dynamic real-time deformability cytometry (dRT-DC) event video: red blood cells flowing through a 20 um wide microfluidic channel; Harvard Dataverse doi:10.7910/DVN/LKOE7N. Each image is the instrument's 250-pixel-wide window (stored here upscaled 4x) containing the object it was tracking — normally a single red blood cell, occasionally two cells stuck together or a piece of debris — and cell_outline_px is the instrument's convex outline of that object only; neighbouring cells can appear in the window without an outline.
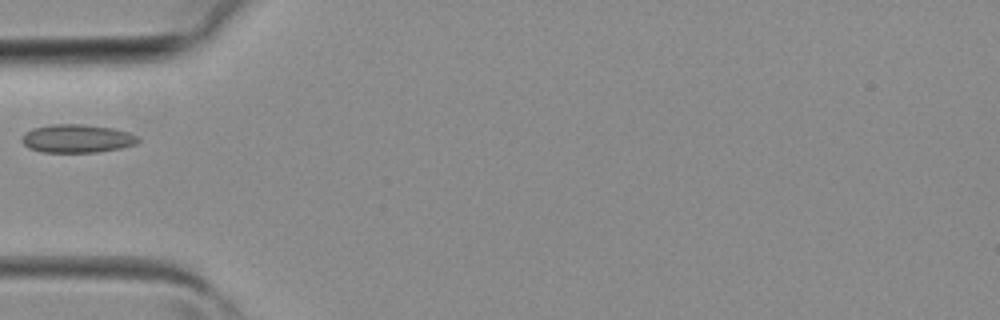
{"species": "common noctule bat (a hibernating species)", "species_latin": "Nyctalus noctula", "temperature_condition": "room temperature", "stored_images_in_passage": 2, "camera_frame_rate_fps": 3000, "um_per_image_px": 0.085, "animal": {"sex": "female", "body_mass_g": 19.3, "forearm_length_mm": 54.1}, "frame": {"image": 1, "passage_image": 2, "time_ms": 0.333, "image_size_px": [1000, 320], "cell_outline_px": [[140, 140], [136, 144], [120, 148], [96, 152], [40, 152], [28, 148], [20, 140], [20, 136], [24, 132], [32, 128], [52, 124], [84, 124], [112, 128], [128, 132], [136, 136]], "centroid_in_image_um": [6.48, 11.77], "position_along_channel_um": 78.5, "area_um2": 19.31}}